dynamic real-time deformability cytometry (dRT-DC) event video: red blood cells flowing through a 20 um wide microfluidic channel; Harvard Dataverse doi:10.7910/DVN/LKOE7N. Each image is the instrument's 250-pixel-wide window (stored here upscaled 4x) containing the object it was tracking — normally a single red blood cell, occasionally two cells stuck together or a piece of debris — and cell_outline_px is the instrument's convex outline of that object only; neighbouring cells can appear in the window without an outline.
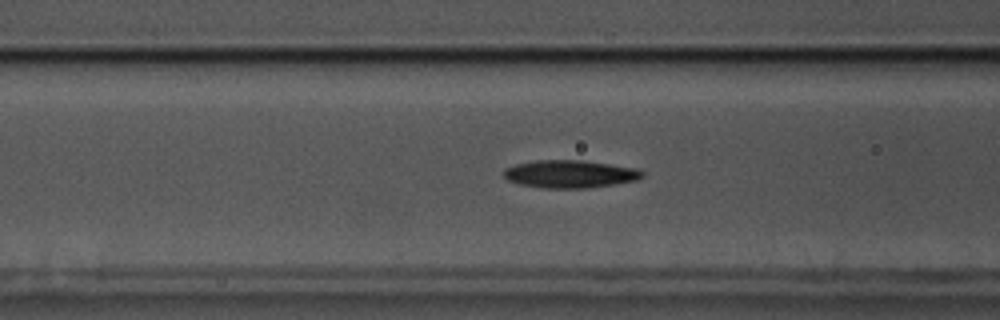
{"species": "common noctule bat (a hibernating species)", "species_latin": "Nyctalus noctula", "temperature_condition": "cold", "stored_images_in_passage": 41, "camera_frame_rate_fps": 3000, "um_per_image_px": 0.085, "animal": {"sex": "male", "body_mass_g": 17.5, "forearm_length_mm": 52.3}, "frame": {"image": 1, "passage_image": 7, "time_ms": 2.0, "image_size_px": [1000, 320], "cell_outline_px": [[644, 176], [636, 180], [612, 184], [584, 188], [540, 188], [520, 184], [508, 180], [504, 176], [504, 168], [516, 164], [536, 160], [584, 160], [636, 168], [644, 172]], "centroid_in_image_um": [48.43, 14.78], "position_along_channel_um": 118.2, "area_um2": 22.31}}
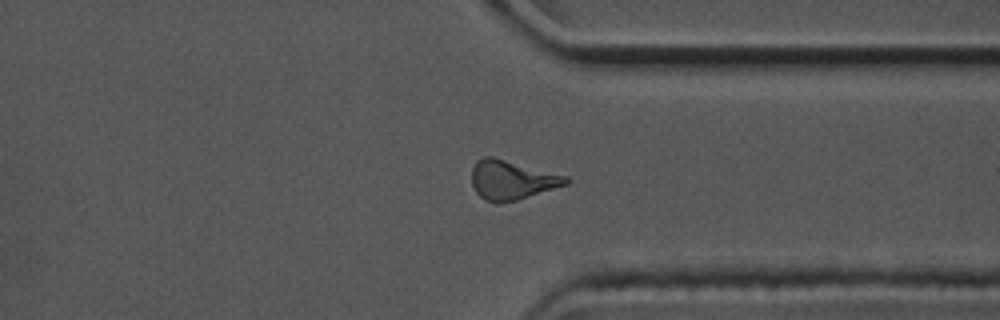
{"frame": {"image": 2, "passage_image": 28, "time_ms": 9.0, "image_size_px": [1000, 320], "cell_outline_px": [[572, 180], [568, 184], [516, 200], [496, 204], [484, 200], [476, 192], [472, 184], [472, 168], [476, 160], [484, 156], [492, 156], [568, 176]], "centroid_in_image_um": [43.5, 15.29], "position_along_channel_um": 367.9, "area_um2": 21.68}}
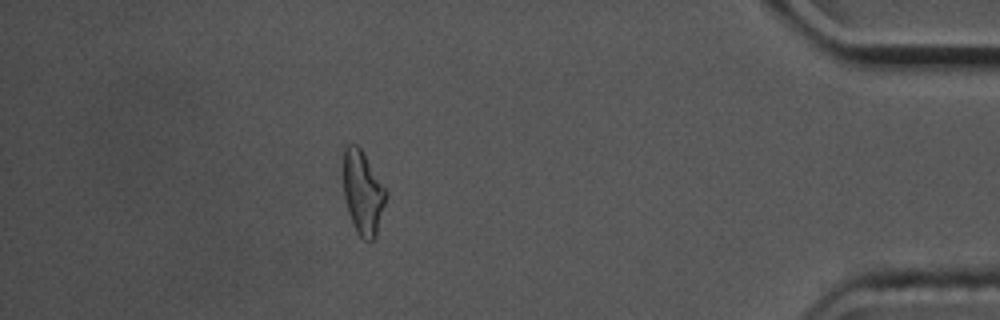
{"frame": {"image": 3, "passage_image": 35, "time_ms": 11.333, "image_size_px": [1000, 320], "cell_outline_px": [[388, 196], [376, 236], [372, 240], [364, 240], [356, 232], [348, 212], [344, 196], [344, 148], [348, 144], [356, 144], [364, 152], [388, 192]], "centroid_in_image_um": [30.87, 16.38], "position_along_channel_um": 404.3, "area_um2": 20.92}}